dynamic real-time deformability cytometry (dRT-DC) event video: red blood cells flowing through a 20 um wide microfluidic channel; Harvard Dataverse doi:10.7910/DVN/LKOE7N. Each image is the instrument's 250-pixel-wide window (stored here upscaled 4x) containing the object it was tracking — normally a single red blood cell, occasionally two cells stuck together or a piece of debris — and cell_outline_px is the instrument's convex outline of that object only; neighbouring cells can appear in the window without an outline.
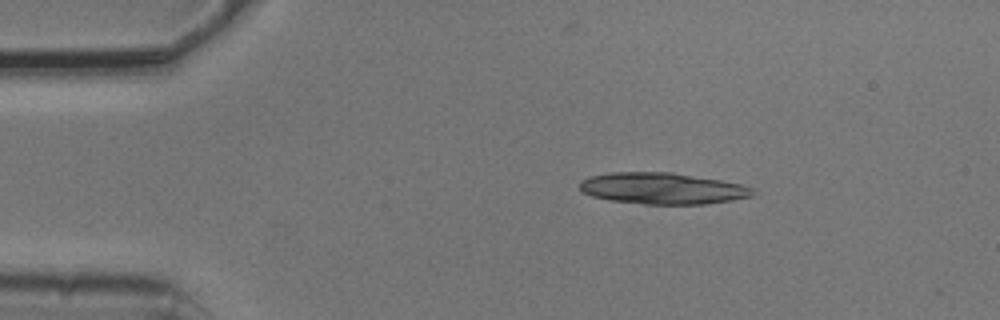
{"species": "common noctule bat (a hibernating species)", "species_latin": "Nyctalus noctula", "temperature_condition": "cold", "stored_images_in_passage": 9, "camera_frame_rate_fps": 3000, "um_per_image_px": 0.085, "animal": {"sex": "male", "body_mass_g": 20.5, "forearm_length_mm": 52.5}, "frame": {"image": 1, "passage_image": 2, "time_ms": 0.333, "image_size_px": [1000, 320], "cell_outline_px": [[756, 192], [752, 196], [732, 200], [704, 204], [644, 204], [608, 200], [592, 196], [584, 192], [580, 188], [580, 180], [588, 176], [608, 172], [672, 172], [720, 180], [740, 184], [752, 188]], "centroid_in_image_um": [56.28, 16.01], "position_along_channel_um": 28.7, "area_um2": 31.73}}
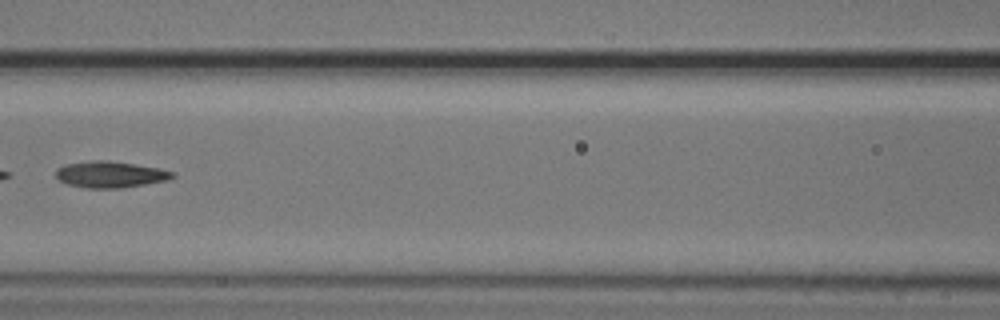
{"frame": {"image": 2, "passage_image": 6, "time_ms": 1.667, "image_size_px": [1000, 320], "cell_outline_px": [[176, 176], [168, 180], [120, 188], [88, 188], [64, 184], [56, 176], [56, 168], [64, 164], [92, 160], [108, 160], [160, 168], [176, 172]], "centroid_in_image_um": [9.37, 14.82], "position_along_channel_um": 157.2, "area_um2": 18.09}}